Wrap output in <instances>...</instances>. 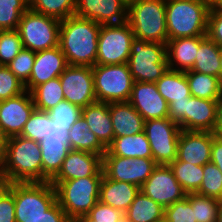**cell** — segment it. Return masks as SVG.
Listing matches in <instances>:
<instances>
[{
  "label": "cell",
  "instance_id": "41",
  "mask_svg": "<svg viewBox=\"0 0 222 222\" xmlns=\"http://www.w3.org/2000/svg\"><path fill=\"white\" fill-rule=\"evenodd\" d=\"M47 113L54 123L60 126H72L82 117V108L64 100L49 109Z\"/></svg>",
  "mask_w": 222,
  "mask_h": 222
},
{
  "label": "cell",
  "instance_id": "25",
  "mask_svg": "<svg viewBox=\"0 0 222 222\" xmlns=\"http://www.w3.org/2000/svg\"><path fill=\"white\" fill-rule=\"evenodd\" d=\"M82 118L86 120L90 130L107 148L114 139L109 103L96 101L82 108Z\"/></svg>",
  "mask_w": 222,
  "mask_h": 222
},
{
  "label": "cell",
  "instance_id": "53",
  "mask_svg": "<svg viewBox=\"0 0 222 222\" xmlns=\"http://www.w3.org/2000/svg\"><path fill=\"white\" fill-rule=\"evenodd\" d=\"M215 129H222V97L218 100L217 121Z\"/></svg>",
  "mask_w": 222,
  "mask_h": 222
},
{
  "label": "cell",
  "instance_id": "27",
  "mask_svg": "<svg viewBox=\"0 0 222 222\" xmlns=\"http://www.w3.org/2000/svg\"><path fill=\"white\" fill-rule=\"evenodd\" d=\"M155 84L168 105L171 102L189 101L190 99L191 92L183 71L168 69Z\"/></svg>",
  "mask_w": 222,
  "mask_h": 222
},
{
  "label": "cell",
  "instance_id": "33",
  "mask_svg": "<svg viewBox=\"0 0 222 222\" xmlns=\"http://www.w3.org/2000/svg\"><path fill=\"white\" fill-rule=\"evenodd\" d=\"M34 106L37 110L48 111L65 100L59 77L36 86L32 91Z\"/></svg>",
  "mask_w": 222,
  "mask_h": 222
},
{
  "label": "cell",
  "instance_id": "35",
  "mask_svg": "<svg viewBox=\"0 0 222 222\" xmlns=\"http://www.w3.org/2000/svg\"><path fill=\"white\" fill-rule=\"evenodd\" d=\"M29 9L61 21L75 14L76 0H29Z\"/></svg>",
  "mask_w": 222,
  "mask_h": 222
},
{
  "label": "cell",
  "instance_id": "7",
  "mask_svg": "<svg viewBox=\"0 0 222 222\" xmlns=\"http://www.w3.org/2000/svg\"><path fill=\"white\" fill-rule=\"evenodd\" d=\"M16 222H31L44 215L56 202L50 182H14Z\"/></svg>",
  "mask_w": 222,
  "mask_h": 222
},
{
  "label": "cell",
  "instance_id": "11",
  "mask_svg": "<svg viewBox=\"0 0 222 222\" xmlns=\"http://www.w3.org/2000/svg\"><path fill=\"white\" fill-rule=\"evenodd\" d=\"M181 131L180 126L168 117L145 121L144 132L158 165H169L177 158Z\"/></svg>",
  "mask_w": 222,
  "mask_h": 222
},
{
  "label": "cell",
  "instance_id": "45",
  "mask_svg": "<svg viewBox=\"0 0 222 222\" xmlns=\"http://www.w3.org/2000/svg\"><path fill=\"white\" fill-rule=\"evenodd\" d=\"M87 215L96 222H117L124 213L98 200Z\"/></svg>",
  "mask_w": 222,
  "mask_h": 222
},
{
  "label": "cell",
  "instance_id": "37",
  "mask_svg": "<svg viewBox=\"0 0 222 222\" xmlns=\"http://www.w3.org/2000/svg\"><path fill=\"white\" fill-rule=\"evenodd\" d=\"M186 197L191 202L196 222H217L221 201L197 193H188Z\"/></svg>",
  "mask_w": 222,
  "mask_h": 222
},
{
  "label": "cell",
  "instance_id": "18",
  "mask_svg": "<svg viewBox=\"0 0 222 222\" xmlns=\"http://www.w3.org/2000/svg\"><path fill=\"white\" fill-rule=\"evenodd\" d=\"M128 6L121 0H76L75 14L98 24H119L127 21Z\"/></svg>",
  "mask_w": 222,
  "mask_h": 222
},
{
  "label": "cell",
  "instance_id": "58",
  "mask_svg": "<svg viewBox=\"0 0 222 222\" xmlns=\"http://www.w3.org/2000/svg\"><path fill=\"white\" fill-rule=\"evenodd\" d=\"M217 222H222V201L220 202L219 205Z\"/></svg>",
  "mask_w": 222,
  "mask_h": 222
},
{
  "label": "cell",
  "instance_id": "26",
  "mask_svg": "<svg viewBox=\"0 0 222 222\" xmlns=\"http://www.w3.org/2000/svg\"><path fill=\"white\" fill-rule=\"evenodd\" d=\"M103 156H119L126 158H153L149 141L145 132L116 137L107 146Z\"/></svg>",
  "mask_w": 222,
  "mask_h": 222
},
{
  "label": "cell",
  "instance_id": "34",
  "mask_svg": "<svg viewBox=\"0 0 222 222\" xmlns=\"http://www.w3.org/2000/svg\"><path fill=\"white\" fill-rule=\"evenodd\" d=\"M169 166L178 183L187 194L196 193L199 190L204 177L203 166L179 161L177 158Z\"/></svg>",
  "mask_w": 222,
  "mask_h": 222
},
{
  "label": "cell",
  "instance_id": "40",
  "mask_svg": "<svg viewBox=\"0 0 222 222\" xmlns=\"http://www.w3.org/2000/svg\"><path fill=\"white\" fill-rule=\"evenodd\" d=\"M48 113L35 109L25 123L20 136L40 142L47 135Z\"/></svg>",
  "mask_w": 222,
  "mask_h": 222
},
{
  "label": "cell",
  "instance_id": "54",
  "mask_svg": "<svg viewBox=\"0 0 222 222\" xmlns=\"http://www.w3.org/2000/svg\"><path fill=\"white\" fill-rule=\"evenodd\" d=\"M5 146L6 144H0V174H4Z\"/></svg>",
  "mask_w": 222,
  "mask_h": 222
},
{
  "label": "cell",
  "instance_id": "6",
  "mask_svg": "<svg viewBox=\"0 0 222 222\" xmlns=\"http://www.w3.org/2000/svg\"><path fill=\"white\" fill-rule=\"evenodd\" d=\"M128 65L134 82H157L169 69L166 44L134 38Z\"/></svg>",
  "mask_w": 222,
  "mask_h": 222
},
{
  "label": "cell",
  "instance_id": "49",
  "mask_svg": "<svg viewBox=\"0 0 222 222\" xmlns=\"http://www.w3.org/2000/svg\"><path fill=\"white\" fill-rule=\"evenodd\" d=\"M31 222H71L65 211L56 202L46 213Z\"/></svg>",
  "mask_w": 222,
  "mask_h": 222
},
{
  "label": "cell",
  "instance_id": "21",
  "mask_svg": "<svg viewBox=\"0 0 222 222\" xmlns=\"http://www.w3.org/2000/svg\"><path fill=\"white\" fill-rule=\"evenodd\" d=\"M218 100L190 96L185 106V130L213 132L217 121Z\"/></svg>",
  "mask_w": 222,
  "mask_h": 222
},
{
  "label": "cell",
  "instance_id": "13",
  "mask_svg": "<svg viewBox=\"0 0 222 222\" xmlns=\"http://www.w3.org/2000/svg\"><path fill=\"white\" fill-rule=\"evenodd\" d=\"M59 79L66 101L81 108L97 101L92 67L68 65Z\"/></svg>",
  "mask_w": 222,
  "mask_h": 222
},
{
  "label": "cell",
  "instance_id": "44",
  "mask_svg": "<svg viewBox=\"0 0 222 222\" xmlns=\"http://www.w3.org/2000/svg\"><path fill=\"white\" fill-rule=\"evenodd\" d=\"M164 219L167 222H196L194 210L187 197L164 208Z\"/></svg>",
  "mask_w": 222,
  "mask_h": 222
},
{
  "label": "cell",
  "instance_id": "55",
  "mask_svg": "<svg viewBox=\"0 0 222 222\" xmlns=\"http://www.w3.org/2000/svg\"><path fill=\"white\" fill-rule=\"evenodd\" d=\"M210 8L218 11H222V0H209Z\"/></svg>",
  "mask_w": 222,
  "mask_h": 222
},
{
  "label": "cell",
  "instance_id": "22",
  "mask_svg": "<svg viewBox=\"0 0 222 222\" xmlns=\"http://www.w3.org/2000/svg\"><path fill=\"white\" fill-rule=\"evenodd\" d=\"M206 36L180 37L166 42L169 70H191L197 55L198 45Z\"/></svg>",
  "mask_w": 222,
  "mask_h": 222
},
{
  "label": "cell",
  "instance_id": "9",
  "mask_svg": "<svg viewBox=\"0 0 222 222\" xmlns=\"http://www.w3.org/2000/svg\"><path fill=\"white\" fill-rule=\"evenodd\" d=\"M61 21L28 9L22 14L18 31L25 49L34 52L59 46Z\"/></svg>",
  "mask_w": 222,
  "mask_h": 222
},
{
  "label": "cell",
  "instance_id": "56",
  "mask_svg": "<svg viewBox=\"0 0 222 222\" xmlns=\"http://www.w3.org/2000/svg\"><path fill=\"white\" fill-rule=\"evenodd\" d=\"M72 222H96V221L92 220L88 215H84V216L76 218Z\"/></svg>",
  "mask_w": 222,
  "mask_h": 222
},
{
  "label": "cell",
  "instance_id": "1",
  "mask_svg": "<svg viewBox=\"0 0 222 222\" xmlns=\"http://www.w3.org/2000/svg\"><path fill=\"white\" fill-rule=\"evenodd\" d=\"M100 29L101 24L76 15L61 20L59 46L68 65H96Z\"/></svg>",
  "mask_w": 222,
  "mask_h": 222
},
{
  "label": "cell",
  "instance_id": "52",
  "mask_svg": "<svg viewBox=\"0 0 222 222\" xmlns=\"http://www.w3.org/2000/svg\"><path fill=\"white\" fill-rule=\"evenodd\" d=\"M12 182L4 175L0 174V199L10 189Z\"/></svg>",
  "mask_w": 222,
  "mask_h": 222
},
{
  "label": "cell",
  "instance_id": "14",
  "mask_svg": "<svg viewBox=\"0 0 222 222\" xmlns=\"http://www.w3.org/2000/svg\"><path fill=\"white\" fill-rule=\"evenodd\" d=\"M140 191L163 208L186 197L169 165H157L150 177L142 184Z\"/></svg>",
  "mask_w": 222,
  "mask_h": 222
},
{
  "label": "cell",
  "instance_id": "51",
  "mask_svg": "<svg viewBox=\"0 0 222 222\" xmlns=\"http://www.w3.org/2000/svg\"><path fill=\"white\" fill-rule=\"evenodd\" d=\"M210 162L214 163L222 173V139L213 133Z\"/></svg>",
  "mask_w": 222,
  "mask_h": 222
},
{
  "label": "cell",
  "instance_id": "10",
  "mask_svg": "<svg viewBox=\"0 0 222 222\" xmlns=\"http://www.w3.org/2000/svg\"><path fill=\"white\" fill-rule=\"evenodd\" d=\"M135 36L127 21L101 25L98 36L96 64L120 65L128 63Z\"/></svg>",
  "mask_w": 222,
  "mask_h": 222
},
{
  "label": "cell",
  "instance_id": "60",
  "mask_svg": "<svg viewBox=\"0 0 222 222\" xmlns=\"http://www.w3.org/2000/svg\"><path fill=\"white\" fill-rule=\"evenodd\" d=\"M125 5L129 6L130 4L135 3L138 0H121Z\"/></svg>",
  "mask_w": 222,
  "mask_h": 222
},
{
  "label": "cell",
  "instance_id": "5",
  "mask_svg": "<svg viewBox=\"0 0 222 222\" xmlns=\"http://www.w3.org/2000/svg\"><path fill=\"white\" fill-rule=\"evenodd\" d=\"M166 0H138L128 6L127 22L135 38L148 42L168 41Z\"/></svg>",
  "mask_w": 222,
  "mask_h": 222
},
{
  "label": "cell",
  "instance_id": "46",
  "mask_svg": "<svg viewBox=\"0 0 222 222\" xmlns=\"http://www.w3.org/2000/svg\"><path fill=\"white\" fill-rule=\"evenodd\" d=\"M72 126H60L53 122L48 115V130L47 135L40 142L64 144L70 146L69 130Z\"/></svg>",
  "mask_w": 222,
  "mask_h": 222
},
{
  "label": "cell",
  "instance_id": "16",
  "mask_svg": "<svg viewBox=\"0 0 222 222\" xmlns=\"http://www.w3.org/2000/svg\"><path fill=\"white\" fill-rule=\"evenodd\" d=\"M128 102L145 121L166 118L169 115L168 103L157 90L155 83L134 82Z\"/></svg>",
  "mask_w": 222,
  "mask_h": 222
},
{
  "label": "cell",
  "instance_id": "4",
  "mask_svg": "<svg viewBox=\"0 0 222 222\" xmlns=\"http://www.w3.org/2000/svg\"><path fill=\"white\" fill-rule=\"evenodd\" d=\"M102 177H85L66 181H50L57 202L72 222L87 215L100 197Z\"/></svg>",
  "mask_w": 222,
  "mask_h": 222
},
{
  "label": "cell",
  "instance_id": "20",
  "mask_svg": "<svg viewBox=\"0 0 222 222\" xmlns=\"http://www.w3.org/2000/svg\"><path fill=\"white\" fill-rule=\"evenodd\" d=\"M67 66L66 57L60 46L36 52L25 90L31 92L36 86L59 77Z\"/></svg>",
  "mask_w": 222,
  "mask_h": 222
},
{
  "label": "cell",
  "instance_id": "48",
  "mask_svg": "<svg viewBox=\"0 0 222 222\" xmlns=\"http://www.w3.org/2000/svg\"><path fill=\"white\" fill-rule=\"evenodd\" d=\"M0 222H16L14 202V182L0 199Z\"/></svg>",
  "mask_w": 222,
  "mask_h": 222
},
{
  "label": "cell",
  "instance_id": "3",
  "mask_svg": "<svg viewBox=\"0 0 222 222\" xmlns=\"http://www.w3.org/2000/svg\"><path fill=\"white\" fill-rule=\"evenodd\" d=\"M168 40L206 36L209 0H166Z\"/></svg>",
  "mask_w": 222,
  "mask_h": 222
},
{
  "label": "cell",
  "instance_id": "24",
  "mask_svg": "<svg viewBox=\"0 0 222 222\" xmlns=\"http://www.w3.org/2000/svg\"><path fill=\"white\" fill-rule=\"evenodd\" d=\"M140 188L135 184L102 177L99 201L125 213Z\"/></svg>",
  "mask_w": 222,
  "mask_h": 222
},
{
  "label": "cell",
  "instance_id": "32",
  "mask_svg": "<svg viewBox=\"0 0 222 222\" xmlns=\"http://www.w3.org/2000/svg\"><path fill=\"white\" fill-rule=\"evenodd\" d=\"M42 153V182H50L61 169L71 147L64 144L39 142Z\"/></svg>",
  "mask_w": 222,
  "mask_h": 222
},
{
  "label": "cell",
  "instance_id": "36",
  "mask_svg": "<svg viewBox=\"0 0 222 222\" xmlns=\"http://www.w3.org/2000/svg\"><path fill=\"white\" fill-rule=\"evenodd\" d=\"M29 9V0H0V30L18 29L22 14Z\"/></svg>",
  "mask_w": 222,
  "mask_h": 222
},
{
  "label": "cell",
  "instance_id": "43",
  "mask_svg": "<svg viewBox=\"0 0 222 222\" xmlns=\"http://www.w3.org/2000/svg\"><path fill=\"white\" fill-rule=\"evenodd\" d=\"M25 85L10 71L6 65H0V101L24 93Z\"/></svg>",
  "mask_w": 222,
  "mask_h": 222
},
{
  "label": "cell",
  "instance_id": "38",
  "mask_svg": "<svg viewBox=\"0 0 222 222\" xmlns=\"http://www.w3.org/2000/svg\"><path fill=\"white\" fill-rule=\"evenodd\" d=\"M203 171L204 177L196 193L222 201V173L212 162L206 163Z\"/></svg>",
  "mask_w": 222,
  "mask_h": 222
},
{
  "label": "cell",
  "instance_id": "31",
  "mask_svg": "<svg viewBox=\"0 0 222 222\" xmlns=\"http://www.w3.org/2000/svg\"><path fill=\"white\" fill-rule=\"evenodd\" d=\"M191 96L208 100H219L222 97V83L218 77L185 71Z\"/></svg>",
  "mask_w": 222,
  "mask_h": 222
},
{
  "label": "cell",
  "instance_id": "62",
  "mask_svg": "<svg viewBox=\"0 0 222 222\" xmlns=\"http://www.w3.org/2000/svg\"><path fill=\"white\" fill-rule=\"evenodd\" d=\"M117 222H129V220L123 216L120 220H118Z\"/></svg>",
  "mask_w": 222,
  "mask_h": 222
},
{
  "label": "cell",
  "instance_id": "19",
  "mask_svg": "<svg viewBox=\"0 0 222 222\" xmlns=\"http://www.w3.org/2000/svg\"><path fill=\"white\" fill-rule=\"evenodd\" d=\"M213 132L182 130L178 140L177 159L196 166L210 162Z\"/></svg>",
  "mask_w": 222,
  "mask_h": 222
},
{
  "label": "cell",
  "instance_id": "59",
  "mask_svg": "<svg viewBox=\"0 0 222 222\" xmlns=\"http://www.w3.org/2000/svg\"><path fill=\"white\" fill-rule=\"evenodd\" d=\"M220 81L222 83V47H221V53H220Z\"/></svg>",
  "mask_w": 222,
  "mask_h": 222
},
{
  "label": "cell",
  "instance_id": "50",
  "mask_svg": "<svg viewBox=\"0 0 222 222\" xmlns=\"http://www.w3.org/2000/svg\"><path fill=\"white\" fill-rule=\"evenodd\" d=\"M185 106L186 101L171 102L169 107V115L173 122L177 123L182 130H185Z\"/></svg>",
  "mask_w": 222,
  "mask_h": 222
},
{
  "label": "cell",
  "instance_id": "28",
  "mask_svg": "<svg viewBox=\"0 0 222 222\" xmlns=\"http://www.w3.org/2000/svg\"><path fill=\"white\" fill-rule=\"evenodd\" d=\"M124 216L130 222H159L164 219V208L139 191Z\"/></svg>",
  "mask_w": 222,
  "mask_h": 222
},
{
  "label": "cell",
  "instance_id": "29",
  "mask_svg": "<svg viewBox=\"0 0 222 222\" xmlns=\"http://www.w3.org/2000/svg\"><path fill=\"white\" fill-rule=\"evenodd\" d=\"M70 147L103 156L106 147L99 141L97 136L90 130L88 123L82 117L79 118L69 130Z\"/></svg>",
  "mask_w": 222,
  "mask_h": 222
},
{
  "label": "cell",
  "instance_id": "30",
  "mask_svg": "<svg viewBox=\"0 0 222 222\" xmlns=\"http://www.w3.org/2000/svg\"><path fill=\"white\" fill-rule=\"evenodd\" d=\"M220 53L221 47L206 36L198 45L191 71L220 78Z\"/></svg>",
  "mask_w": 222,
  "mask_h": 222
},
{
  "label": "cell",
  "instance_id": "15",
  "mask_svg": "<svg viewBox=\"0 0 222 222\" xmlns=\"http://www.w3.org/2000/svg\"><path fill=\"white\" fill-rule=\"evenodd\" d=\"M35 109L36 107L29 91L0 101V128L4 135L7 138L20 135L25 123Z\"/></svg>",
  "mask_w": 222,
  "mask_h": 222
},
{
  "label": "cell",
  "instance_id": "57",
  "mask_svg": "<svg viewBox=\"0 0 222 222\" xmlns=\"http://www.w3.org/2000/svg\"><path fill=\"white\" fill-rule=\"evenodd\" d=\"M7 137L4 135L3 131L0 128V144H6Z\"/></svg>",
  "mask_w": 222,
  "mask_h": 222
},
{
  "label": "cell",
  "instance_id": "61",
  "mask_svg": "<svg viewBox=\"0 0 222 222\" xmlns=\"http://www.w3.org/2000/svg\"><path fill=\"white\" fill-rule=\"evenodd\" d=\"M214 133H215L219 138L222 139V129H215V130H214Z\"/></svg>",
  "mask_w": 222,
  "mask_h": 222
},
{
  "label": "cell",
  "instance_id": "8",
  "mask_svg": "<svg viewBox=\"0 0 222 222\" xmlns=\"http://www.w3.org/2000/svg\"><path fill=\"white\" fill-rule=\"evenodd\" d=\"M97 101L105 103L129 101L134 80L128 63L92 67Z\"/></svg>",
  "mask_w": 222,
  "mask_h": 222
},
{
  "label": "cell",
  "instance_id": "2",
  "mask_svg": "<svg viewBox=\"0 0 222 222\" xmlns=\"http://www.w3.org/2000/svg\"><path fill=\"white\" fill-rule=\"evenodd\" d=\"M4 175L11 182H42L39 142L20 135L7 138Z\"/></svg>",
  "mask_w": 222,
  "mask_h": 222
},
{
  "label": "cell",
  "instance_id": "42",
  "mask_svg": "<svg viewBox=\"0 0 222 222\" xmlns=\"http://www.w3.org/2000/svg\"><path fill=\"white\" fill-rule=\"evenodd\" d=\"M36 52L23 48L19 54L7 65L10 71L24 84L29 81L34 65Z\"/></svg>",
  "mask_w": 222,
  "mask_h": 222
},
{
  "label": "cell",
  "instance_id": "12",
  "mask_svg": "<svg viewBox=\"0 0 222 222\" xmlns=\"http://www.w3.org/2000/svg\"><path fill=\"white\" fill-rule=\"evenodd\" d=\"M157 165L153 158L102 156V169L107 178L135 184L139 188L150 177Z\"/></svg>",
  "mask_w": 222,
  "mask_h": 222
},
{
  "label": "cell",
  "instance_id": "39",
  "mask_svg": "<svg viewBox=\"0 0 222 222\" xmlns=\"http://www.w3.org/2000/svg\"><path fill=\"white\" fill-rule=\"evenodd\" d=\"M19 31L0 30V65H8L23 49Z\"/></svg>",
  "mask_w": 222,
  "mask_h": 222
},
{
  "label": "cell",
  "instance_id": "47",
  "mask_svg": "<svg viewBox=\"0 0 222 222\" xmlns=\"http://www.w3.org/2000/svg\"><path fill=\"white\" fill-rule=\"evenodd\" d=\"M206 36L222 47V11L210 8Z\"/></svg>",
  "mask_w": 222,
  "mask_h": 222
},
{
  "label": "cell",
  "instance_id": "17",
  "mask_svg": "<svg viewBox=\"0 0 222 222\" xmlns=\"http://www.w3.org/2000/svg\"><path fill=\"white\" fill-rule=\"evenodd\" d=\"M102 156L71 149L61 169L51 181H66L85 177H103Z\"/></svg>",
  "mask_w": 222,
  "mask_h": 222
},
{
  "label": "cell",
  "instance_id": "23",
  "mask_svg": "<svg viewBox=\"0 0 222 222\" xmlns=\"http://www.w3.org/2000/svg\"><path fill=\"white\" fill-rule=\"evenodd\" d=\"M109 112L114 138L144 131V118L128 101L109 103Z\"/></svg>",
  "mask_w": 222,
  "mask_h": 222
}]
</instances>
